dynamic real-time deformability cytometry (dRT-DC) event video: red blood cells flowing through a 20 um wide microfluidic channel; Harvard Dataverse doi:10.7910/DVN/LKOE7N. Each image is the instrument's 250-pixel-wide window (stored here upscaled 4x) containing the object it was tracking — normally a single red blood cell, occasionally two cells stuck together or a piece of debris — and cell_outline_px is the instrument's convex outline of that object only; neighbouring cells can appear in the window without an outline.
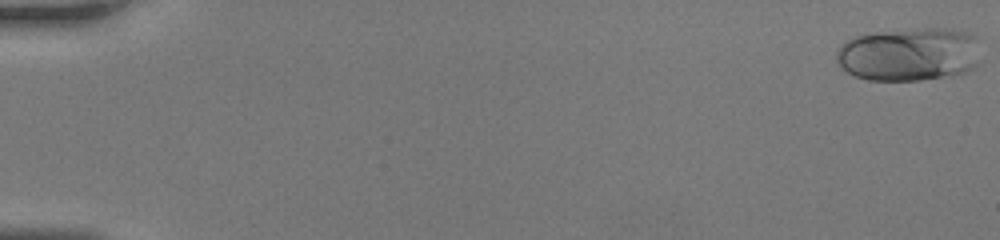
{"species": "human", "species_latin": "Homo sapiens", "temperature_condition": "room temperature", "stored_images_in_passage": 47, "camera_frame_rate_fps": 3000, "um_per_image_px": 0.085, "donor": {"sex": "female"}, "frame": {"image": 1, "passage_image": 1, "time_ms": 0.0, "image_size_px": [1000, 240], "cell_outline_px": [[976, 64], [972, 68], [964, 72], [920, 80], [868, 80], [856, 76], [848, 72], [836, 60], [836, 52], [848, 40], [856, 36], [876, 32], [924, 28], [948, 28], [968, 32], [976, 36]], "centroid_in_image_um": [77.25, 4.6], "position_along_channel_um": 7.7, "area_um2": 44.27}}
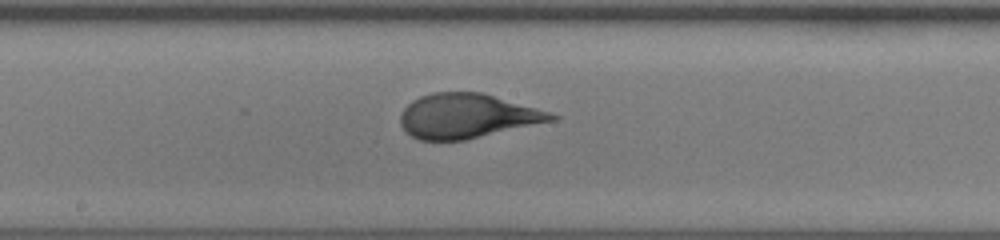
{"frame": {"image": 2, "passage_image": 27, "time_ms": 8.667, "image_size_px": [1000, 240], "cell_outline_px": [[560, 116], [556, 120], [464, 140], [420, 140], [412, 136], [400, 124], [400, 116], [404, 108], [412, 100], [420, 96], [432, 92], [480, 92], [536, 108]], "centroid_in_image_um": [39.68, 9.86], "position_along_channel_um": 208.5, "area_um2": 38.73}}
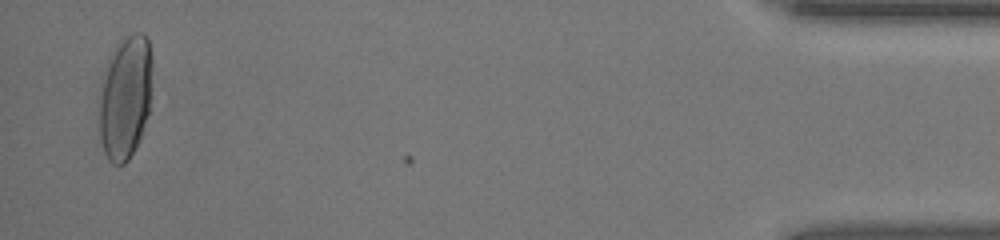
{"frame": {"image": 3, "passage_image": 46, "time_ms": 15.0, "image_size_px": [1000, 240], "cell_outline_px": [[152, 64], [148, 112], [140, 140], [128, 160], [124, 164], [112, 164], [108, 160], [104, 152], [100, 136], [100, 100], [108, 60], [116, 44], [124, 36], [136, 32], [144, 32], [148, 36], [152, 56]], "centroid_in_image_um": [10.68, 8.24], "position_along_channel_um": 424.5, "area_um2": 38.03}}